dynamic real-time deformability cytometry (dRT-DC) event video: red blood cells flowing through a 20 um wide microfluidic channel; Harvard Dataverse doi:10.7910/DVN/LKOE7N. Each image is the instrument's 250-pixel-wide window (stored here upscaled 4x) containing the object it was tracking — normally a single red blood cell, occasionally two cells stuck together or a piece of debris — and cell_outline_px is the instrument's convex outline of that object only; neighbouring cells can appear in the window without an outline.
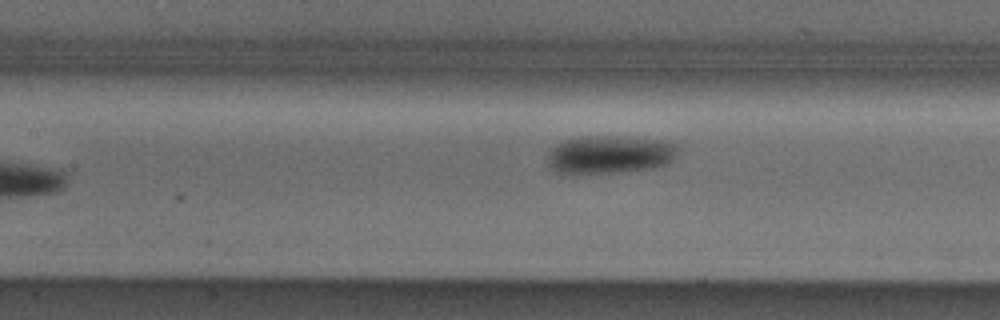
{"species": "Egyptian fruit bat (a non-hibernating species)", "species_latin": "Rousettus aegyptiacus", "temperature_condition": "cold", "stored_images_in_passage": 7, "camera_frame_rate_fps": 3000, "um_per_image_px": 0.085, "animal": {"sex": "male"}, "frame": {"image": 1, "passage_image": 7, "time_ms": 7.333, "image_size_px": [1000, 320], "cell_outline_px": [[676, 156], [668, 164], [652, 168], [576, 176], [556, 172], [548, 164], [548, 156], [552, 148], [556, 144], [580, 136], [620, 136], [664, 140], [676, 144]], "centroid_in_image_um": [51.8, 13.15], "position_along_channel_um": 155.6, "area_um2": 29.36}}